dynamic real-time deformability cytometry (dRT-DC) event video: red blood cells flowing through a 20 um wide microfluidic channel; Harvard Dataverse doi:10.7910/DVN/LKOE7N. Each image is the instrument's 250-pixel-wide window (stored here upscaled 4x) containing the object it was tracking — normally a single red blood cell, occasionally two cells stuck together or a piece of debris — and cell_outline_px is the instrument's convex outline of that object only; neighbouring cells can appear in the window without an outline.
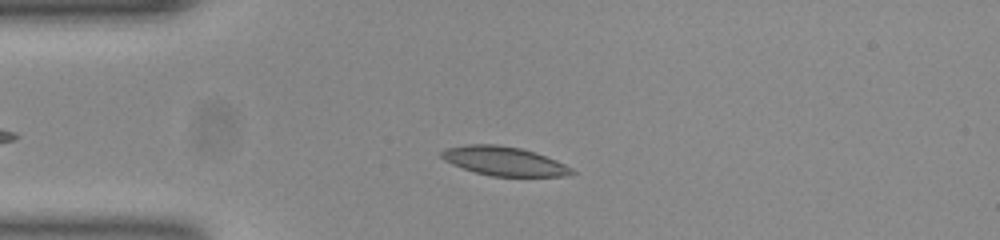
{"species": "common noctule bat (a hibernating species)", "species_latin": "Nyctalus noctula", "temperature_condition": "room temperature", "stored_images_in_passage": 44, "camera_frame_rate_fps": 3000, "um_per_image_px": 0.085, "animal": {"sex": "female", "body_mass_g": 23.0, "forearm_length_mm": 53.4}, "frame": {"image": 1, "passage_image": 9, "time_ms": 2.667, "image_size_px": [1000, 240], "cell_outline_px": [[576, 172], [564, 176], [492, 176], [476, 172], [452, 164], [444, 160], [440, 156], [440, 152], [448, 148], [468, 144], [496, 144], [520, 148], [556, 160], [572, 168]], "centroid_in_image_um": [42.83, 13.69], "position_along_channel_um": 42.2, "area_um2": 21.68}}
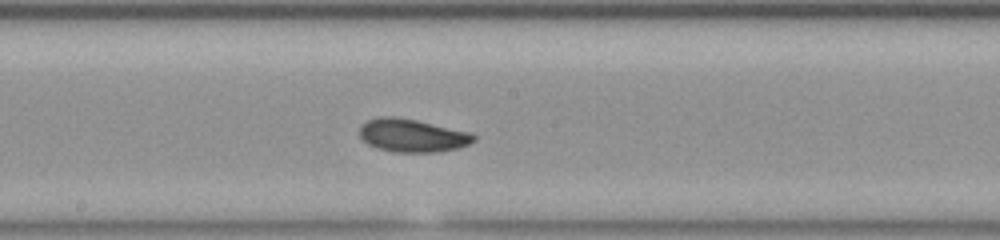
{"frame": {"image": 2, "passage_image": 24, "time_ms": 7.667, "image_size_px": [1000, 240], "cell_outline_px": [[476, 140], [468, 144], [456, 148], [440, 152], [392, 152], [376, 148], [368, 144], [360, 136], [360, 124], [368, 120], [380, 116], [392, 116], [416, 120], [472, 132], [476, 136]], "centroid_in_image_um": [35.04, 11.51], "position_along_channel_um": 213.2, "area_um2": 22.14}}
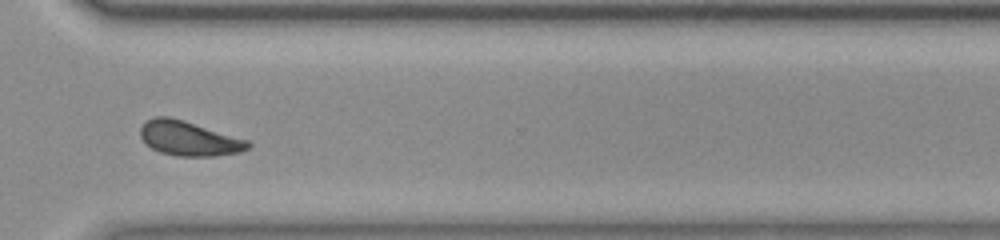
{"frame": {"image": 3, "passage_image": 35, "time_ms": 11.333, "image_size_px": [1000, 240], "cell_outline_px": [[252, 144], [248, 148], [240, 152], [216, 156], [176, 156], [160, 152], [144, 144], [140, 136], [140, 128], [144, 120], [152, 116], [168, 116], [184, 120], [248, 140]], "centroid_in_image_um": [16.01, 11.76], "position_along_channel_um": 354.6, "area_um2": 21.96}, "authors_computed_cell_mechanics": {"area_um2": 21.4727, "velocity_mm_per_s": 3.8534, "shape_relaxation_time_tau1_ms": 3.6208, "shape_relaxation_time_tau2_ms": 5.6885, "deformation_change_tau1": 0.1095, "deformation_change_tau2": 0.1017}}